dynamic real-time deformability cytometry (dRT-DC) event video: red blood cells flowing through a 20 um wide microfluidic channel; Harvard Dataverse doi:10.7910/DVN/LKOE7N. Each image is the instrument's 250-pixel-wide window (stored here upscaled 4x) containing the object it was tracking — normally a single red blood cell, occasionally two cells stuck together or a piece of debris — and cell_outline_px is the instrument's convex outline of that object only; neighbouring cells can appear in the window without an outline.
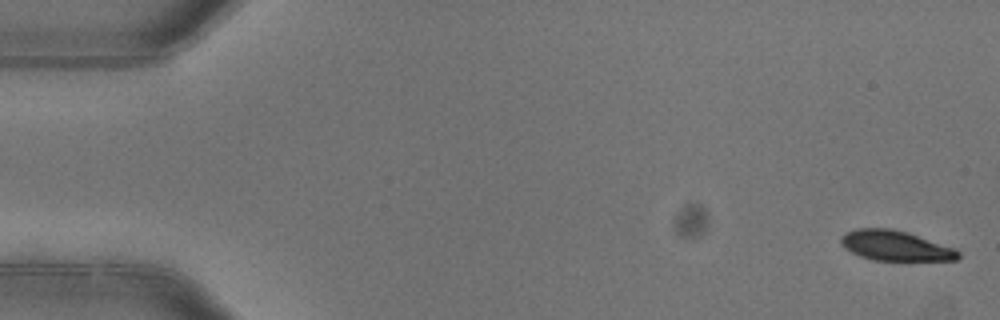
{"species": "common noctule bat (a hibernating species)", "species_latin": "Nyctalus noctula", "temperature_condition": "warm", "stored_images_in_passage": 4, "camera_frame_rate_fps": 3000, "um_per_image_px": 0.085, "animal": {"sex": "female"}, "frame": {"image": 1, "passage_image": 1, "time_ms": 0.0, "image_size_px": [1000, 320], "cell_outline_px": [[960, 256], [956, 260], [872, 260], [860, 256], [844, 248], [840, 244], [840, 236], [844, 232], [856, 228], [892, 228], [952, 248], [960, 252]], "centroid_in_image_um": [76.0, 20.88], "position_along_channel_um": 9.0, "area_um2": 20.23}}